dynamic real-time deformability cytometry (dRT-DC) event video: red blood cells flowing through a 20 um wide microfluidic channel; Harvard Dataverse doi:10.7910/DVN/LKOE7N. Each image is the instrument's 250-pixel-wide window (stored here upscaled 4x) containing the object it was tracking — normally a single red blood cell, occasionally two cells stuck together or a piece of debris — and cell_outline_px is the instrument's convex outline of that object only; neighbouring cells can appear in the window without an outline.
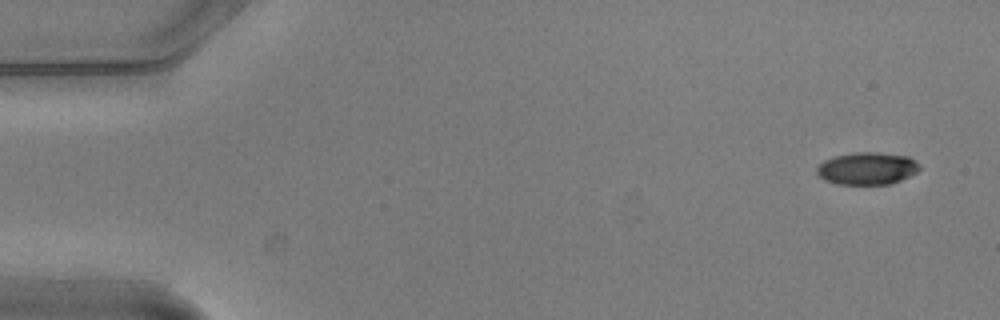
{"species": "common noctule bat (a hibernating species)", "species_latin": "Nyctalus noctula", "temperature_condition": "warm", "stored_images_in_passage": 5, "segment_of_instrument_passage": [1, 2], "camera_frame_rate_fps": 3000, "um_per_image_px": 0.085, "animal": {"sex": "male", "body_mass_g": 20.5, "forearm_length_mm": 52.5}, "frame": {"image": 1, "passage_image": 1, "time_ms": 0.0, "image_size_px": [1000, 320], "cell_outline_px": [[920, 168], [916, 172], [892, 184], [836, 184], [824, 180], [816, 172], [816, 164], [832, 156], [852, 152], [876, 152], [908, 156], [916, 160], [920, 164]], "centroid_in_image_um": [73.67, 14.3], "position_along_channel_um": 11.3, "area_um2": 19.65}}
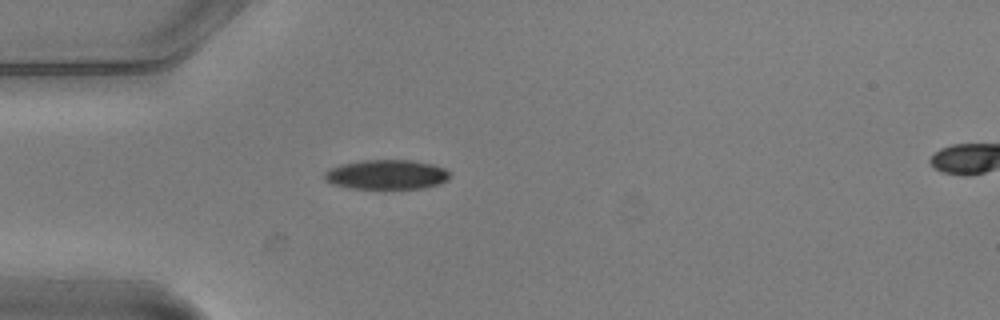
{"frame": {"image": 2, "passage_image": 4, "time_ms": 1.0, "image_size_px": [1000, 320], "cell_outline_px": [[452, 176], [448, 180], [440, 184], [424, 188], [384, 192], [348, 188], [332, 184], [324, 180], [324, 172], [328, 168], [340, 164], [360, 160], [412, 160], [432, 164], [444, 168], [452, 172]], "centroid_in_image_um": [32.86, 14.89], "position_along_channel_um": 52.1, "area_um2": 23.06}}